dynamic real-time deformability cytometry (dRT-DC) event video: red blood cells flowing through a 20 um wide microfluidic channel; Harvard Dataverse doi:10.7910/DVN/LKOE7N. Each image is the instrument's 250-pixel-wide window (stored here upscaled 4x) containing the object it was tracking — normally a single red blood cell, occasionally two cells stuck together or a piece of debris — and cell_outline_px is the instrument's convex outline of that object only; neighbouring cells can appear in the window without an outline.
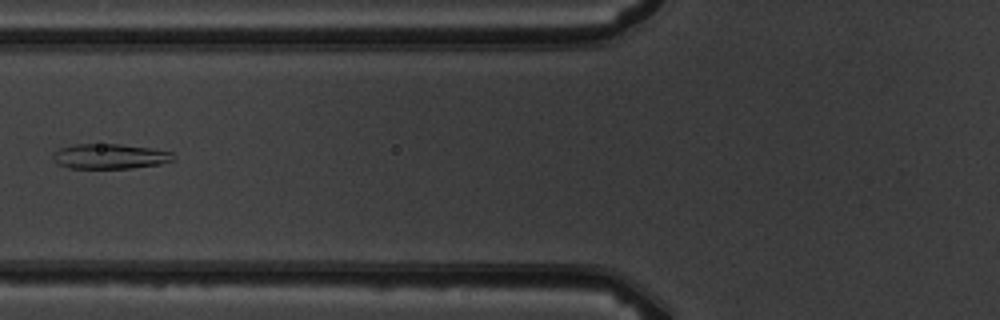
{"species": "common noctule bat (a hibernating species)", "species_latin": "Nyctalus noctula", "temperature_condition": "warm", "stored_images_in_passage": 8, "camera_frame_rate_fps": 3000, "um_per_image_px": 0.085, "animal": {"sex": "male", "body_mass_g": 19.5, "forearm_length_mm": 54.6}, "frame": {"image": 1, "passage_image": 7, "time_ms": 7.0, "image_size_px": [1000, 320], "cell_outline_px": [[176, 160], [160, 164], [132, 168], [68, 168], [56, 164], [52, 160], [52, 156], [60, 148], [72, 144], [120, 144], [148, 148], [172, 152]], "centroid_in_image_um": [9.32, 13.29], "position_along_channel_um": 116.5, "area_um2": 17.63}}